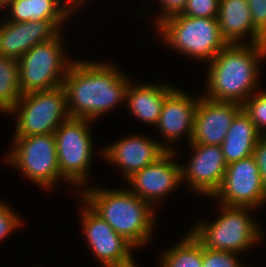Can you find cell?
Instances as JSON below:
<instances>
[{"label": "cell", "instance_id": "30", "mask_svg": "<svg viewBox=\"0 0 266 267\" xmlns=\"http://www.w3.org/2000/svg\"><path fill=\"white\" fill-rule=\"evenodd\" d=\"M160 2L163 11L162 14L157 17L156 25L167 17L181 13L186 6L187 0H160Z\"/></svg>", "mask_w": 266, "mask_h": 267}, {"label": "cell", "instance_id": "7", "mask_svg": "<svg viewBox=\"0 0 266 267\" xmlns=\"http://www.w3.org/2000/svg\"><path fill=\"white\" fill-rule=\"evenodd\" d=\"M15 112L18 118L14 137L54 134L69 118L65 88L23 94L8 114Z\"/></svg>", "mask_w": 266, "mask_h": 267}, {"label": "cell", "instance_id": "15", "mask_svg": "<svg viewBox=\"0 0 266 267\" xmlns=\"http://www.w3.org/2000/svg\"><path fill=\"white\" fill-rule=\"evenodd\" d=\"M169 147L144 135H133L103 148L101 154L106 160L119 166L123 171V177L128 179L135 172L156 162L167 151H173V148Z\"/></svg>", "mask_w": 266, "mask_h": 267}, {"label": "cell", "instance_id": "13", "mask_svg": "<svg viewBox=\"0 0 266 267\" xmlns=\"http://www.w3.org/2000/svg\"><path fill=\"white\" fill-rule=\"evenodd\" d=\"M174 155V150L167 151L156 162L132 174L126 179L131 185L129 191L154 207L182 182L181 165L172 161Z\"/></svg>", "mask_w": 266, "mask_h": 267}, {"label": "cell", "instance_id": "10", "mask_svg": "<svg viewBox=\"0 0 266 267\" xmlns=\"http://www.w3.org/2000/svg\"><path fill=\"white\" fill-rule=\"evenodd\" d=\"M212 197L223 205L257 208L266 203L259 168L253 156L227 165L220 188Z\"/></svg>", "mask_w": 266, "mask_h": 267}, {"label": "cell", "instance_id": "11", "mask_svg": "<svg viewBox=\"0 0 266 267\" xmlns=\"http://www.w3.org/2000/svg\"><path fill=\"white\" fill-rule=\"evenodd\" d=\"M85 205L86 207L80 210L82 228L98 261L104 267H137L131 254L134 247L86 203Z\"/></svg>", "mask_w": 266, "mask_h": 267}, {"label": "cell", "instance_id": "9", "mask_svg": "<svg viewBox=\"0 0 266 267\" xmlns=\"http://www.w3.org/2000/svg\"><path fill=\"white\" fill-rule=\"evenodd\" d=\"M89 122L92 121L69 117L54 132L60 175L75 185L88 181L93 156Z\"/></svg>", "mask_w": 266, "mask_h": 267}, {"label": "cell", "instance_id": "28", "mask_svg": "<svg viewBox=\"0 0 266 267\" xmlns=\"http://www.w3.org/2000/svg\"><path fill=\"white\" fill-rule=\"evenodd\" d=\"M252 24L266 39V0H247Z\"/></svg>", "mask_w": 266, "mask_h": 267}, {"label": "cell", "instance_id": "26", "mask_svg": "<svg viewBox=\"0 0 266 267\" xmlns=\"http://www.w3.org/2000/svg\"><path fill=\"white\" fill-rule=\"evenodd\" d=\"M219 1L220 0H187L186 6L181 14L195 18L218 17Z\"/></svg>", "mask_w": 266, "mask_h": 267}, {"label": "cell", "instance_id": "21", "mask_svg": "<svg viewBox=\"0 0 266 267\" xmlns=\"http://www.w3.org/2000/svg\"><path fill=\"white\" fill-rule=\"evenodd\" d=\"M261 136L262 134L257 130L250 116L242 108L232 120L221 144L226 163L229 164L252 156Z\"/></svg>", "mask_w": 266, "mask_h": 267}, {"label": "cell", "instance_id": "25", "mask_svg": "<svg viewBox=\"0 0 266 267\" xmlns=\"http://www.w3.org/2000/svg\"><path fill=\"white\" fill-rule=\"evenodd\" d=\"M202 267H243L236 253L211 250L203 246Z\"/></svg>", "mask_w": 266, "mask_h": 267}, {"label": "cell", "instance_id": "27", "mask_svg": "<svg viewBox=\"0 0 266 267\" xmlns=\"http://www.w3.org/2000/svg\"><path fill=\"white\" fill-rule=\"evenodd\" d=\"M21 223L22 220L18 214L16 215L8 205L0 201V241L15 228L17 229Z\"/></svg>", "mask_w": 266, "mask_h": 267}, {"label": "cell", "instance_id": "8", "mask_svg": "<svg viewBox=\"0 0 266 267\" xmlns=\"http://www.w3.org/2000/svg\"><path fill=\"white\" fill-rule=\"evenodd\" d=\"M12 150L6 163L19 168L33 183L50 189L60 175L54 134L13 137Z\"/></svg>", "mask_w": 266, "mask_h": 267}, {"label": "cell", "instance_id": "12", "mask_svg": "<svg viewBox=\"0 0 266 267\" xmlns=\"http://www.w3.org/2000/svg\"><path fill=\"white\" fill-rule=\"evenodd\" d=\"M193 157L181 166L182 182L186 180L192 190L206 197L212 196L220 188L227 163L221 146L189 144Z\"/></svg>", "mask_w": 266, "mask_h": 267}, {"label": "cell", "instance_id": "5", "mask_svg": "<svg viewBox=\"0 0 266 267\" xmlns=\"http://www.w3.org/2000/svg\"><path fill=\"white\" fill-rule=\"evenodd\" d=\"M221 205L222 215L217 220L211 224L198 223L191 229L204 247L238 254L259 242L260 227L248 213L253 208Z\"/></svg>", "mask_w": 266, "mask_h": 267}, {"label": "cell", "instance_id": "2", "mask_svg": "<svg viewBox=\"0 0 266 267\" xmlns=\"http://www.w3.org/2000/svg\"><path fill=\"white\" fill-rule=\"evenodd\" d=\"M266 43L228 44L209 62L205 97L243 105L259 83V64Z\"/></svg>", "mask_w": 266, "mask_h": 267}, {"label": "cell", "instance_id": "1", "mask_svg": "<svg viewBox=\"0 0 266 267\" xmlns=\"http://www.w3.org/2000/svg\"><path fill=\"white\" fill-rule=\"evenodd\" d=\"M129 84L110 63L72 61L63 81L69 117L95 120L125 102Z\"/></svg>", "mask_w": 266, "mask_h": 267}, {"label": "cell", "instance_id": "3", "mask_svg": "<svg viewBox=\"0 0 266 267\" xmlns=\"http://www.w3.org/2000/svg\"><path fill=\"white\" fill-rule=\"evenodd\" d=\"M80 193L83 203H86L134 248L145 245L150 240L154 229L153 205L124 188L121 190L89 188Z\"/></svg>", "mask_w": 266, "mask_h": 267}, {"label": "cell", "instance_id": "23", "mask_svg": "<svg viewBox=\"0 0 266 267\" xmlns=\"http://www.w3.org/2000/svg\"><path fill=\"white\" fill-rule=\"evenodd\" d=\"M21 96L18 60L0 55V111L8 114Z\"/></svg>", "mask_w": 266, "mask_h": 267}, {"label": "cell", "instance_id": "6", "mask_svg": "<svg viewBox=\"0 0 266 267\" xmlns=\"http://www.w3.org/2000/svg\"><path fill=\"white\" fill-rule=\"evenodd\" d=\"M37 44L18 59L19 85L23 94L46 91L63 86L72 63L64 55L62 37Z\"/></svg>", "mask_w": 266, "mask_h": 267}, {"label": "cell", "instance_id": "18", "mask_svg": "<svg viewBox=\"0 0 266 267\" xmlns=\"http://www.w3.org/2000/svg\"><path fill=\"white\" fill-rule=\"evenodd\" d=\"M218 21L221 35L228 44H242L247 34L252 37L250 44L266 43L252 24L247 0H220Z\"/></svg>", "mask_w": 266, "mask_h": 267}, {"label": "cell", "instance_id": "32", "mask_svg": "<svg viewBox=\"0 0 266 267\" xmlns=\"http://www.w3.org/2000/svg\"><path fill=\"white\" fill-rule=\"evenodd\" d=\"M2 4H3V2H2V0H0V9L2 8Z\"/></svg>", "mask_w": 266, "mask_h": 267}, {"label": "cell", "instance_id": "16", "mask_svg": "<svg viewBox=\"0 0 266 267\" xmlns=\"http://www.w3.org/2000/svg\"><path fill=\"white\" fill-rule=\"evenodd\" d=\"M2 24H0V55L17 60L33 46L48 42L61 33L60 28L52 20L27 22L5 20Z\"/></svg>", "mask_w": 266, "mask_h": 267}, {"label": "cell", "instance_id": "17", "mask_svg": "<svg viewBox=\"0 0 266 267\" xmlns=\"http://www.w3.org/2000/svg\"><path fill=\"white\" fill-rule=\"evenodd\" d=\"M199 98L190 97L178 88L166 98L156 126L161 131L165 141L174 142L178 137L187 134L190 143L193 134L195 110Z\"/></svg>", "mask_w": 266, "mask_h": 267}, {"label": "cell", "instance_id": "22", "mask_svg": "<svg viewBox=\"0 0 266 267\" xmlns=\"http://www.w3.org/2000/svg\"><path fill=\"white\" fill-rule=\"evenodd\" d=\"M161 258L160 267H202L203 245L190 231Z\"/></svg>", "mask_w": 266, "mask_h": 267}, {"label": "cell", "instance_id": "31", "mask_svg": "<svg viewBox=\"0 0 266 267\" xmlns=\"http://www.w3.org/2000/svg\"><path fill=\"white\" fill-rule=\"evenodd\" d=\"M67 1L71 2V4H73L76 8L82 6L86 2V0H67Z\"/></svg>", "mask_w": 266, "mask_h": 267}, {"label": "cell", "instance_id": "20", "mask_svg": "<svg viewBox=\"0 0 266 267\" xmlns=\"http://www.w3.org/2000/svg\"><path fill=\"white\" fill-rule=\"evenodd\" d=\"M175 89L174 86L161 84H140L126 92V101L131 113L141 121L156 126L165 98Z\"/></svg>", "mask_w": 266, "mask_h": 267}, {"label": "cell", "instance_id": "29", "mask_svg": "<svg viewBox=\"0 0 266 267\" xmlns=\"http://www.w3.org/2000/svg\"><path fill=\"white\" fill-rule=\"evenodd\" d=\"M259 168L262 184L266 189V135H262L253 151L252 155Z\"/></svg>", "mask_w": 266, "mask_h": 267}, {"label": "cell", "instance_id": "19", "mask_svg": "<svg viewBox=\"0 0 266 267\" xmlns=\"http://www.w3.org/2000/svg\"><path fill=\"white\" fill-rule=\"evenodd\" d=\"M63 0H4L2 8L9 7L11 16L7 21L27 22L52 20L59 28L77 9L71 2L60 4ZM69 3V4H68Z\"/></svg>", "mask_w": 266, "mask_h": 267}, {"label": "cell", "instance_id": "4", "mask_svg": "<svg viewBox=\"0 0 266 267\" xmlns=\"http://www.w3.org/2000/svg\"><path fill=\"white\" fill-rule=\"evenodd\" d=\"M155 26L168 45L194 59L210 62L228 45L221 35L218 17L195 18L177 13Z\"/></svg>", "mask_w": 266, "mask_h": 267}, {"label": "cell", "instance_id": "24", "mask_svg": "<svg viewBox=\"0 0 266 267\" xmlns=\"http://www.w3.org/2000/svg\"><path fill=\"white\" fill-rule=\"evenodd\" d=\"M243 110L250 116L257 130L262 134L266 129V91L253 93L242 105Z\"/></svg>", "mask_w": 266, "mask_h": 267}, {"label": "cell", "instance_id": "14", "mask_svg": "<svg viewBox=\"0 0 266 267\" xmlns=\"http://www.w3.org/2000/svg\"><path fill=\"white\" fill-rule=\"evenodd\" d=\"M241 109L242 105L238 103L211 100L204 95L199 97L189 144L221 146L232 120Z\"/></svg>", "mask_w": 266, "mask_h": 267}]
</instances>
